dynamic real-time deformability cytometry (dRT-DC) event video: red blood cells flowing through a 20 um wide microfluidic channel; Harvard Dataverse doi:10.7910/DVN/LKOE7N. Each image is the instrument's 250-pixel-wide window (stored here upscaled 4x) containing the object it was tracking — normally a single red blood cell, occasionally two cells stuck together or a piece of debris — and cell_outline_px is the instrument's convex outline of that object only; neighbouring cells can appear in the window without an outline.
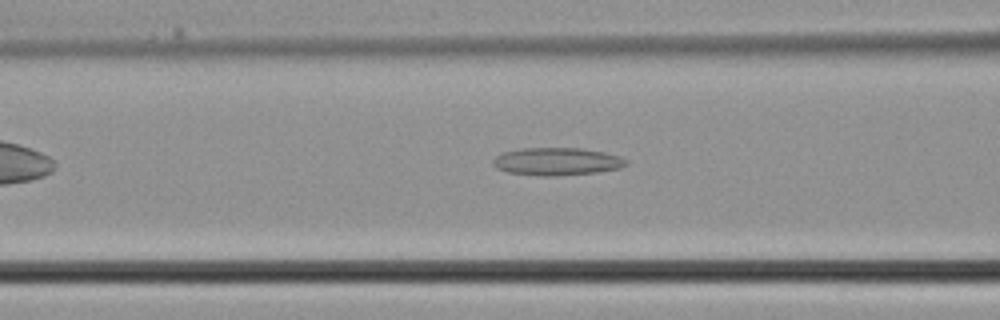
{"species": "common noctule bat (a hibernating species)", "species_latin": "Nyctalus noctula", "temperature_condition": "cold", "stored_images_in_passage": 27, "camera_frame_rate_fps": 3000, "um_per_image_px": 0.085, "animal": {"sex": "male", "body_mass_g": 21.5, "forearm_length_mm": 52.0}, "frame": {"image": 1, "passage_image": 8, "time_ms": 2.333, "image_size_px": [1000, 320], "cell_outline_px": [[628, 164], [620, 168], [596, 172], [552, 176], [544, 176], [508, 172], [496, 168], [492, 164], [492, 160], [500, 152], [520, 148], [580, 148], [604, 152], [620, 156], [628, 160]], "centroid_in_image_um": [47.31, 13.71], "position_along_channel_um": 119.3, "area_um2": 21.56}}
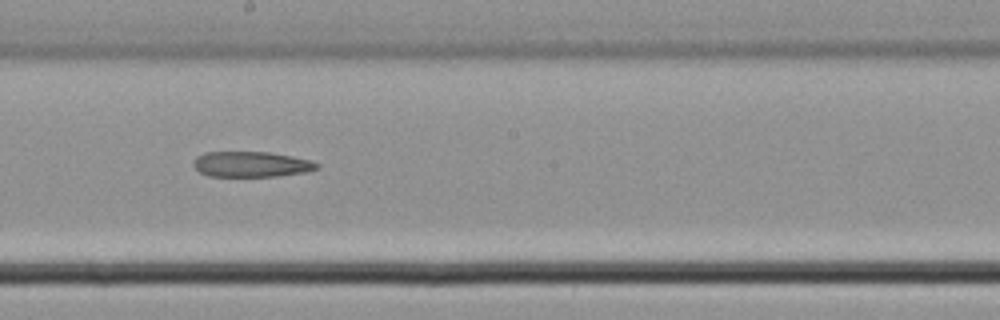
{"frame": {"image": 2, "passage_image": 14, "time_ms": 4.333, "image_size_px": [1000, 320], "cell_outline_px": [[320, 168], [308, 172], [276, 176], [208, 176], [200, 172], [192, 164], [192, 160], [196, 156], [204, 152], [268, 152], [312, 160], [320, 164]], "centroid_in_image_um": [21.37, 13.96], "position_along_channel_um": 226.8, "area_um2": 18.5}}
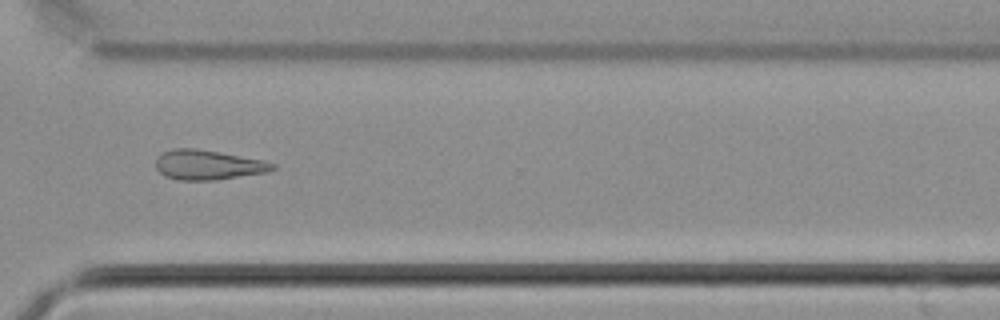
{"frame": {"image": 3, "passage_image": 21, "time_ms": 6.667, "image_size_px": [1000, 320], "cell_outline_px": [[276, 168], [268, 172], [212, 180], [176, 180], [164, 176], [156, 168], [156, 156], [172, 148], [196, 148], [220, 152], [260, 160], [276, 164]], "centroid_in_image_um": [17.63, 14.01], "position_along_channel_um": 353.0, "area_um2": 20.17}}